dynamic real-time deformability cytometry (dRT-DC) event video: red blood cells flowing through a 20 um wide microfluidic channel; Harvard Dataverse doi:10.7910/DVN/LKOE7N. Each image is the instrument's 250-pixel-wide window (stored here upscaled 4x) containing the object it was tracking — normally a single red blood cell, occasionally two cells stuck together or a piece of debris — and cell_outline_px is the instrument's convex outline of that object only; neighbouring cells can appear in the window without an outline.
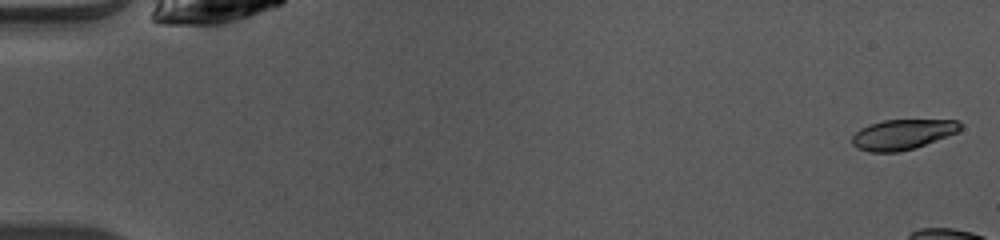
{"species": "common noctule bat (a hibernating species)", "species_latin": "Nyctalus noctula", "temperature_condition": "warm", "stored_images_in_passage": 16, "camera_frame_rate_fps": 3000, "um_per_image_px": 0.085, "animal": {"sex": "female", "body_mass_g": 10.0, "forearm_length_mm": 53.1}, "frame": {"image": 1, "passage_image": 1, "time_ms": 0.0, "image_size_px": [1000, 240], "cell_outline_px": [[960, 132], [900, 152], [868, 152], [856, 148], [852, 144], [852, 136], [860, 128], [884, 120], [956, 120], [960, 124]], "centroid_in_image_um": [76.68, 11.43], "position_along_channel_um": 8.3, "area_um2": 18.84}}
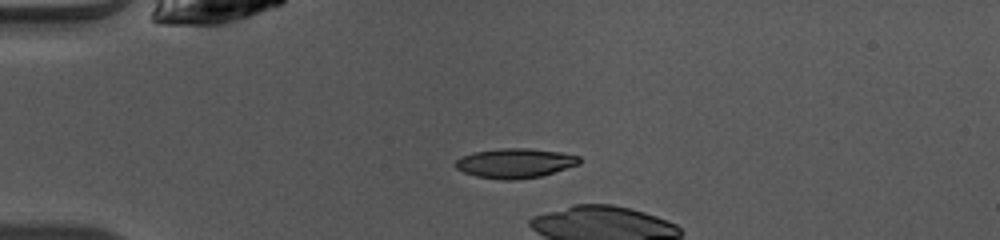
{"frame": {"image": 2, "passage_image": 12, "time_ms": 3.667, "image_size_px": [1000, 240], "cell_outline_px": [[580, 164], [540, 176], [516, 180], [500, 180], [476, 176], [464, 172], [456, 168], [452, 164], [460, 156], [472, 152], [500, 148], [528, 148], [560, 152], [580, 156]], "centroid_in_image_um": [43.73, 13.86], "position_along_channel_um": 41.3, "area_um2": 21.56}}